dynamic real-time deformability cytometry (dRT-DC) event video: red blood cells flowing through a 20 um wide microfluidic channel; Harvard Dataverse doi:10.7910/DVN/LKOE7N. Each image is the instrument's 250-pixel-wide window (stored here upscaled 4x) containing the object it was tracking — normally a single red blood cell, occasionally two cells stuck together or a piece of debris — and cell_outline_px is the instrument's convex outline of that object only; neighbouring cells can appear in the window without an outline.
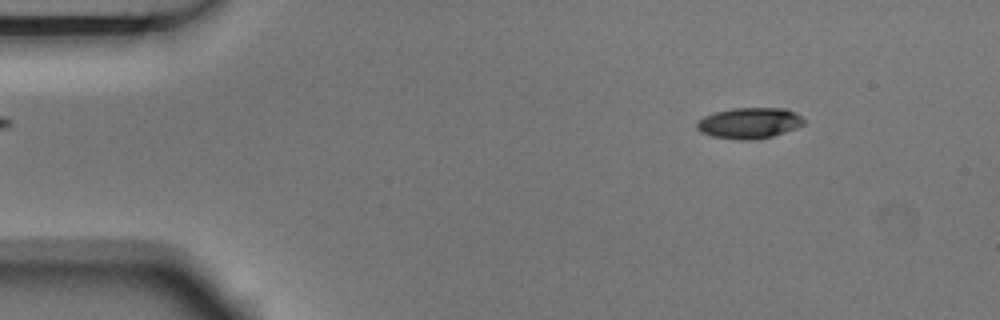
{"species": "Egyptian fruit bat (a non-hibernating species)", "species_latin": "Rousettus aegyptiacus", "temperature_condition": "room temperature", "stored_images_in_passage": 5, "camera_frame_rate_fps": 3000, "um_per_image_px": 0.085, "animal": {"sex": "male"}, "frame": {"image": 1, "passage_image": 1, "time_ms": 0.0, "image_size_px": [1000, 320], "cell_outline_px": [[804, 124], [796, 128], [772, 136], [756, 140], [740, 140], [712, 136], [700, 132], [696, 128], [696, 120], [704, 116], [716, 112], [732, 108], [784, 108], [796, 112], [804, 120]], "centroid_in_image_um": [63.67, 10.46], "position_along_channel_um": 21.3, "area_um2": 19.36}}
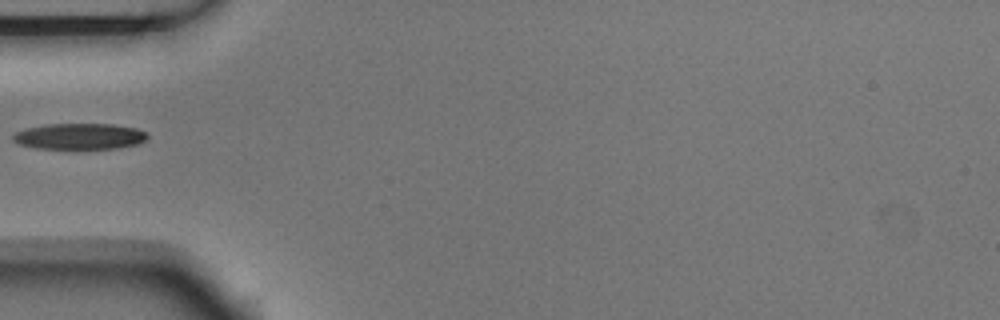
{"frame": {"image": 2, "passage_image": 4, "time_ms": 1.0, "image_size_px": [1000, 320], "cell_outline_px": [[148, 136], [144, 140], [136, 144], [116, 148], [36, 148], [20, 144], [12, 140], [12, 136], [16, 132], [24, 128], [44, 124], [112, 124], [136, 128], [144, 132]], "centroid_in_image_um": [6.71, 11.57], "position_along_channel_um": 78.3, "area_um2": 20.17}}
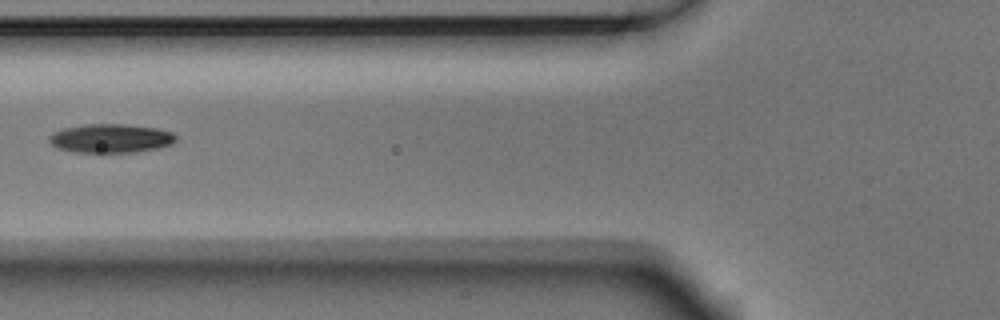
{"frame": {"image": 3, "passage_image": 5, "time_ms": 1.333, "image_size_px": [1000, 320], "cell_outline_px": [[176, 140], [172, 144], [156, 148], [136, 152], [72, 152], [56, 148], [48, 140], [48, 136], [52, 132], [64, 128], [84, 124], [124, 124], [156, 128], [172, 132], [176, 136]], "centroid_in_image_um": [9.37, 11.76], "position_along_channel_um": 116.4, "area_um2": 21.39}}